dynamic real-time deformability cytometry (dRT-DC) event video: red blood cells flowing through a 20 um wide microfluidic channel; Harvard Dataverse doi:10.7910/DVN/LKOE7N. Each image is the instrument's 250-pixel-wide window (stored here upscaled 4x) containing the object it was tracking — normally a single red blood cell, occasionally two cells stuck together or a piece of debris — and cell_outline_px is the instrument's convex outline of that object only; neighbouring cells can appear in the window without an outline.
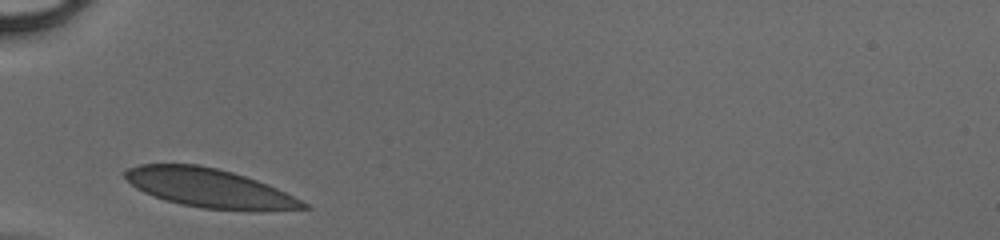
{"species": "human", "species_latin": "Homo sapiens", "temperature_condition": "cold", "stored_images_in_passage": 24, "camera_frame_rate_fps": 3000, "um_per_image_px": 0.085, "donor": {"sex": "male"}, "frame": {"image": 1, "passage_image": 1, "time_ms": 0.0, "image_size_px": [1000, 240], "cell_outline_px": [[312, 208], [204, 208], [180, 204], [164, 200], [144, 192], [136, 188], [124, 176], [124, 172], [128, 168], [140, 164], [200, 164], [232, 172], [268, 184], [308, 204]], "centroid_in_image_um": [17.66, 15.93], "position_along_channel_um": 67.3, "area_um2": 38.9}}
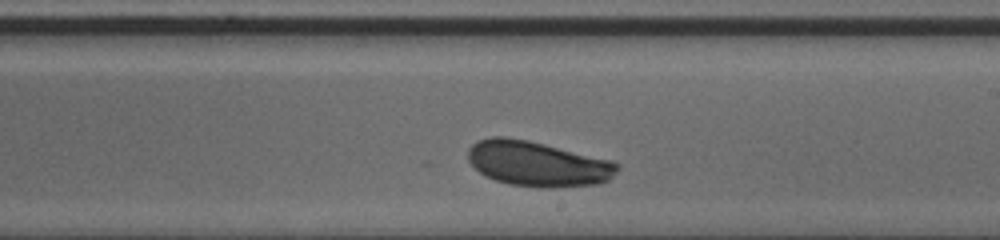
{"frame": {"image": 2, "passage_image": 14, "time_ms": 4.333, "image_size_px": [1000, 240], "cell_outline_px": [[620, 168], [608, 180], [596, 184], [552, 188], [544, 188], [508, 184], [496, 180], [480, 172], [468, 160], [468, 148], [476, 140], [492, 136], [504, 136], [528, 140], [608, 160], [620, 164]], "centroid_in_image_um": [45.66, 13.92], "position_along_channel_um": 243.3, "area_um2": 39.02}}
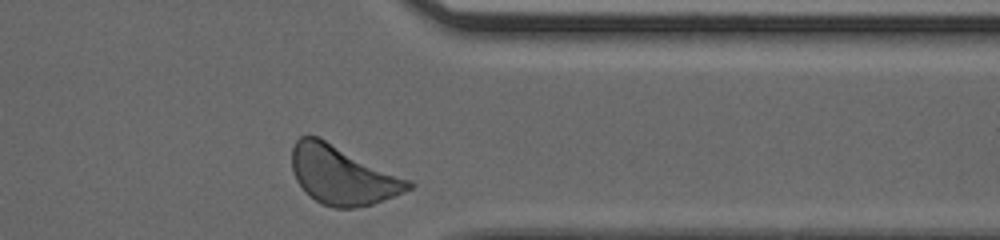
{"frame": {"image": 3, "passage_image": 24, "time_ms": 7.667, "image_size_px": [1000, 240], "cell_outline_px": [[416, 184], [412, 188], [404, 192], [372, 204], [352, 208], [336, 208], [320, 204], [296, 180], [292, 168], [292, 148], [296, 140], [300, 136], [316, 136], [412, 180]], "centroid_in_image_um": [29.14, 14.9], "position_along_channel_um": 382.3, "area_um2": 39.36}}